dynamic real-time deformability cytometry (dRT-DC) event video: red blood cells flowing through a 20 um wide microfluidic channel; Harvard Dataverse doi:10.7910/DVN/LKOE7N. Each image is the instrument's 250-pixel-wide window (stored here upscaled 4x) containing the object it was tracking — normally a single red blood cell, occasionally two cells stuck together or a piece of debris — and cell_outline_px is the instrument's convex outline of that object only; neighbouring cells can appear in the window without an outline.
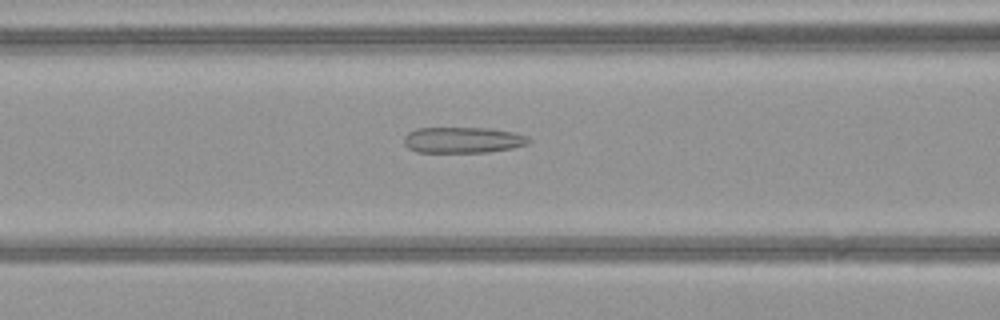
{"species": "common noctule bat (a hibernating species)", "species_latin": "Nyctalus noctula", "temperature_condition": "warm", "stored_images_in_passage": 50, "camera_frame_rate_fps": 3000, "um_per_image_px": 0.085, "animal": {"sex": "female", "body_mass_g": 21.9}, "frame": {"image": 1, "passage_image": 22, "time_ms": 7.0, "image_size_px": [1000, 320], "cell_outline_px": [[532, 140], [528, 144], [512, 148], [488, 152], [416, 152], [408, 148], [404, 144], [404, 136], [408, 132], [416, 128], [492, 128], [512, 132], [528, 136]], "centroid_in_image_um": [39.34, 11.9], "position_along_channel_um": 127.3, "area_um2": 19.02}}
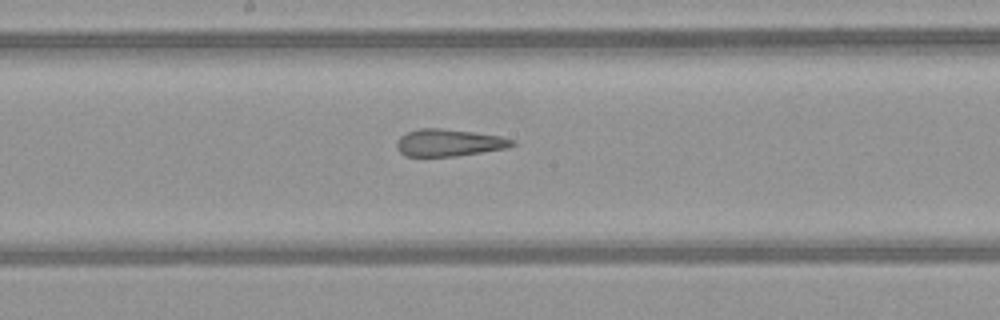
{"frame": {"image": 2, "passage_image": 28, "time_ms": 9.0, "image_size_px": [1000, 320], "cell_outline_px": [[516, 144], [508, 148], [456, 156], [404, 156], [396, 148], [396, 140], [400, 136], [408, 132], [420, 128], [440, 128], [476, 132], [500, 136], [516, 140]], "centroid_in_image_um": [38.17, 12.13], "position_along_channel_um": 210.0, "area_um2": 18.44}}
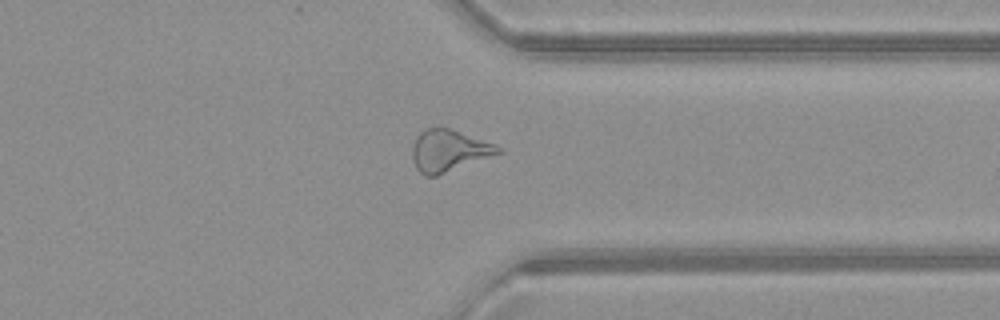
{"frame": {"image": 3, "passage_image": 40, "time_ms": 13.0, "image_size_px": [1000, 320], "cell_outline_px": [[504, 148], [500, 152], [436, 176], [424, 176], [416, 168], [412, 156], [412, 148], [416, 136], [420, 132], [428, 128], [448, 128], [496, 144]], "centroid_in_image_um": [38.11, 12.8], "position_along_channel_um": 373.3, "area_um2": 20.46}, "authors_computed_cell_mechanics": {"area_um2": 21.5883, "velocity_mm_per_s": 4.1196, "shape_relaxation_time_tau1_ms": null, "shape_relaxation_time_tau2_ms": 2.2363, "deformation_change_tau1": null, "deformation_change_tau2": 0.1303}}